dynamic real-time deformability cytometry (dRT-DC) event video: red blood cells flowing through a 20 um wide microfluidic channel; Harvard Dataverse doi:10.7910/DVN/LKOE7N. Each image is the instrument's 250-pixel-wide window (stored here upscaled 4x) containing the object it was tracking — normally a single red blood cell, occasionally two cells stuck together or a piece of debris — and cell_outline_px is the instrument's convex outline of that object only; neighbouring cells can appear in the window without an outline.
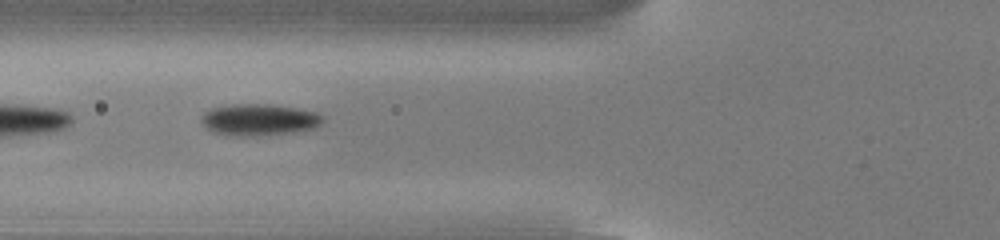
{"species": "common noctule bat (a hibernating species)", "species_latin": "Nyctalus noctula", "temperature_condition": "cold", "stored_images_in_passage": 15, "camera_frame_rate_fps": 3000, "um_per_image_px": 0.085, "animal": {"sex": "male", "body_mass_g": 13.0, "forearm_length_mm": 53.1}, "frame": {"image": 1, "passage_image": 3, "time_ms": 0.667, "image_size_px": [1000, 240], "cell_outline_px": [[324, 120], [320, 124], [312, 128], [284, 132], [228, 136], [212, 132], [200, 120], [204, 112], [212, 108], [232, 104], [268, 104], [296, 108], [316, 112], [324, 116]], "centroid_in_image_um": [21.98, 10.14], "position_along_channel_um": 103.8, "area_um2": 21.73}}
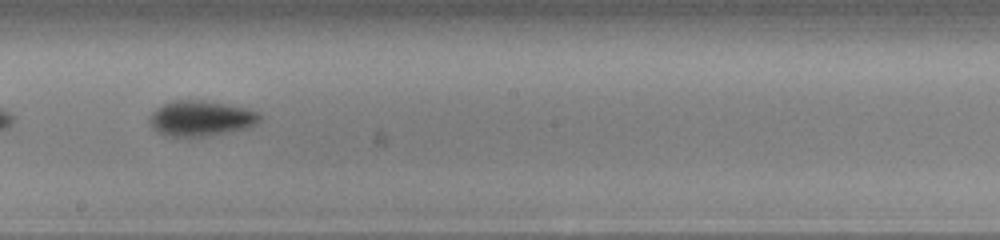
{"frame": {"image": 2, "passage_image": 13, "time_ms": 4.0, "image_size_px": [1000, 240], "cell_outline_px": [[260, 120], [256, 124], [248, 128], [200, 136], [168, 136], [152, 128], [148, 120], [152, 112], [156, 108], [164, 104], [176, 100], [204, 100], [244, 108], [256, 112], [260, 116]], "centroid_in_image_um": [17.03, 10.05], "position_along_channel_um": 231.2, "area_um2": 22.25}}